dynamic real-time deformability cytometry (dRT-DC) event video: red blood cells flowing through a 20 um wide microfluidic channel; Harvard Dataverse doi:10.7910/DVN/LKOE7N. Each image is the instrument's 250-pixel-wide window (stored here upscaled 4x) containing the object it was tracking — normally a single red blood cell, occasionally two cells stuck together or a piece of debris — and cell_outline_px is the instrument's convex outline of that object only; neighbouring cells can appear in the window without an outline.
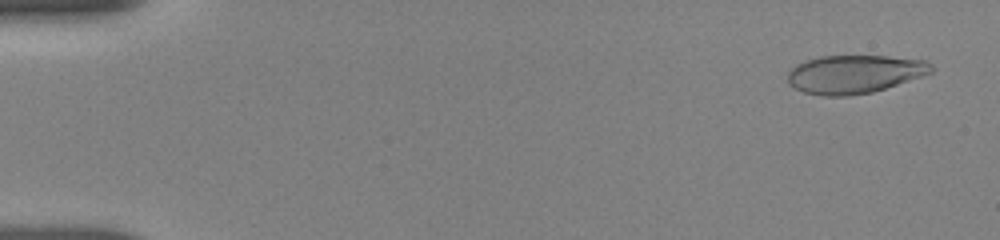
{"species": "human", "species_latin": "Homo sapiens", "temperature_condition": "room temperature", "stored_images_in_passage": 9, "camera_frame_rate_fps": 3000, "um_per_image_px": 0.085, "donor": {"sex": "female"}, "frame": {"image": 1, "passage_image": 2, "time_ms": 0.667, "image_size_px": [1000, 240], "cell_outline_px": [[936, 68], [932, 72], [872, 92], [848, 96], [820, 96], [804, 92], [788, 84], [788, 72], [796, 64], [804, 60], [820, 56], [888, 56], [924, 60], [932, 64]], "centroid_in_image_um": [72.6, 6.29], "position_along_channel_um": 12.4, "area_um2": 32.02}}
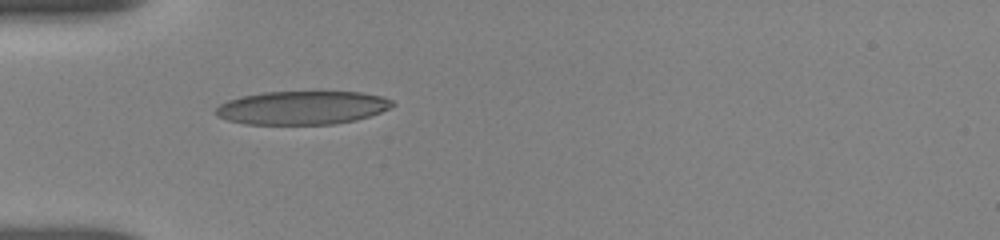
{"frame": {"image": 2, "passage_image": 8, "time_ms": 5.333, "image_size_px": [1000, 240], "cell_outline_px": [[396, 104], [380, 112], [356, 120], [332, 124], [244, 124], [228, 120], [216, 116], [212, 112], [220, 104], [228, 100], [240, 96], [264, 92], [316, 88], [360, 92], [380, 96], [392, 100]], "centroid_in_image_um": [25.67, 9.1], "position_along_channel_um": 59.3, "area_um2": 35.84}}
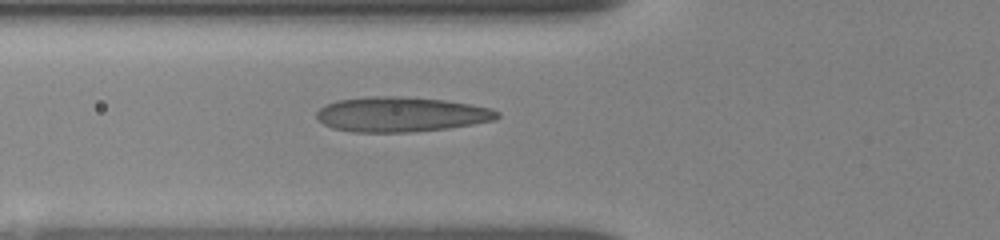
{"frame": {"image": 3, "passage_image": 9, "time_ms": 6.333, "image_size_px": [1000, 240], "cell_outline_px": [[500, 116], [496, 120], [448, 128], [412, 132], [352, 132], [332, 128], [324, 124], [316, 116], [316, 112], [320, 108], [336, 100], [368, 96], [400, 96], [444, 100], [472, 104], [492, 108], [500, 112]], "centroid_in_image_um": [34.11, 9.72], "position_along_channel_um": 91.7, "area_um2": 36.93}}